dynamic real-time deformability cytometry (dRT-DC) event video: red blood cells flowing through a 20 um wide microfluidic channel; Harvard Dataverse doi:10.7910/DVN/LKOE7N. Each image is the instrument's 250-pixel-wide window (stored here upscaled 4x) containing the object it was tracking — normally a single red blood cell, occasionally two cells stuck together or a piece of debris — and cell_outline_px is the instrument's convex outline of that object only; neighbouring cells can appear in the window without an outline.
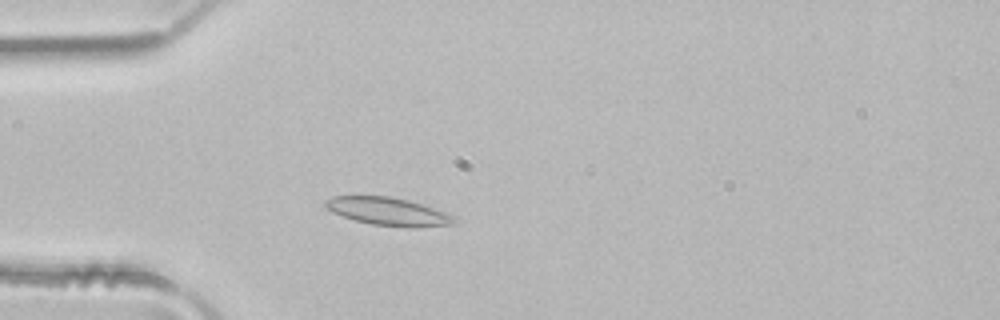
{"species": "common noctule bat (a hibernating species)", "species_latin": "Nyctalus noctula", "temperature_condition": "room temperature", "stored_images_in_passage": 2, "camera_frame_rate_fps": 3000, "um_per_image_px": 0.085, "animal": {"sex": "male", "body_mass_g": 21.5, "forearm_length_mm": 52.0}, "frame": {"image": 1, "passage_image": 2, "time_ms": 0.333, "image_size_px": [1000, 320], "cell_outline_px": [[460, 216], [452, 224], [416, 228], [408, 228], [372, 224], [356, 220], [332, 212], [324, 204], [324, 200], [332, 196], [388, 196], [408, 200]], "centroid_in_image_um": [33.06, 17.98], "position_along_channel_um": 51.9, "area_um2": 21.1}}